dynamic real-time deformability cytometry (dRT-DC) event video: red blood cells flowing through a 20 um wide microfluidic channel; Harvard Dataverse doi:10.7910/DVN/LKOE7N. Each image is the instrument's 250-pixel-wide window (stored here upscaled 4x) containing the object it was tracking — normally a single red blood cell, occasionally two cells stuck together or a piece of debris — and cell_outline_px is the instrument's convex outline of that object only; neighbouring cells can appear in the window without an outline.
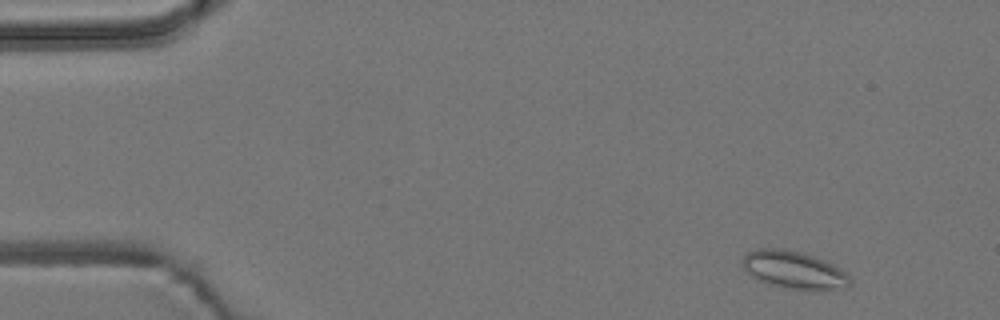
{"species": "common noctule bat (a hibernating species)", "species_latin": "Nyctalus noctula", "temperature_condition": "room temperature", "stored_images_in_passage": 4, "camera_frame_rate_fps": 3000, "um_per_image_px": 0.085, "animal": {"sex": "male", "body_mass_g": 19.2, "forearm_length_mm": 51.8}, "frame": {"image": 1, "passage_image": 1, "time_ms": 0.0, "image_size_px": [1000, 320], "cell_outline_px": [[852, 284], [848, 288], [792, 288], [768, 284], [752, 276], [744, 268], [744, 256], [748, 252], [756, 248], [784, 248], [800, 252], [824, 260], [840, 268], [852, 280]], "centroid_in_image_um": [67.49, 22.91], "position_along_channel_um": 17.5, "area_um2": 22.95}}